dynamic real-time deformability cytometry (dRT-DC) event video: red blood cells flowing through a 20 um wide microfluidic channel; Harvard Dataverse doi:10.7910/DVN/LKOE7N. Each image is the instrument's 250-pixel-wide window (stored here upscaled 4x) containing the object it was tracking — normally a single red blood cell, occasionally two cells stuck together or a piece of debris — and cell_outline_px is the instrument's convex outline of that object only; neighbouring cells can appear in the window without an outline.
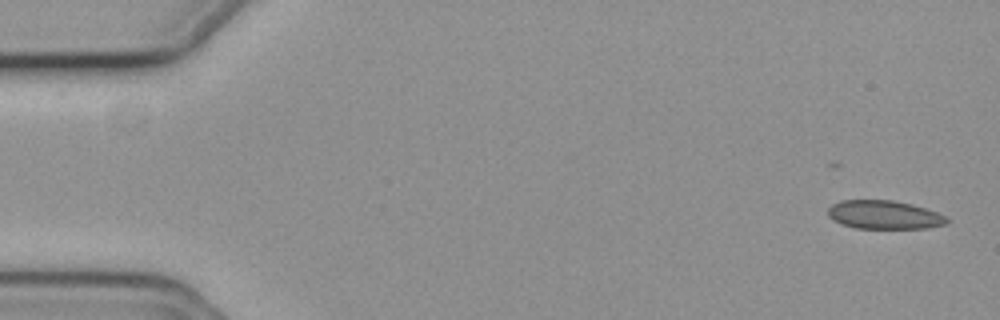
{"species": "common noctule bat (a hibernating species)", "species_latin": "Nyctalus noctula", "temperature_condition": "cold", "stored_images_in_passage": 13, "camera_frame_rate_fps": 3000, "um_per_image_px": 0.085, "animal": {"sex": "female", "body_mass_g": 19.3, "forearm_length_mm": 54.1}, "frame": {"image": 1, "passage_image": 1, "time_ms": 0.0, "image_size_px": [1000, 320], "cell_outline_px": [[948, 224], [924, 228], [856, 228], [840, 224], [828, 216], [828, 208], [832, 204], [840, 200], [892, 200], [912, 204], [936, 212], [944, 216], [948, 220]], "centroid_in_image_um": [75.12, 18.25], "position_along_channel_um": 9.9, "area_um2": 19.71}}